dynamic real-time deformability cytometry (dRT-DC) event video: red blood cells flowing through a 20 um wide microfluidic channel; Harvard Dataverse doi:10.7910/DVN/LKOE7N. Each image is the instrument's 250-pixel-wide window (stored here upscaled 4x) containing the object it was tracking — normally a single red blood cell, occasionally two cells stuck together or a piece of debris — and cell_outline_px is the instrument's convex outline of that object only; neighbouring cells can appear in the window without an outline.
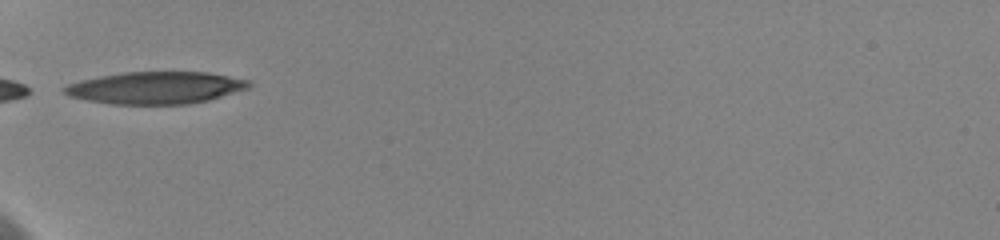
{"species": "human", "species_latin": "Homo sapiens", "temperature_condition": "cold", "stored_images_in_passage": 4, "camera_frame_rate_fps": 3000, "um_per_image_px": 0.085, "donor": {"sex": "female"}, "frame": {"image": 1, "passage_image": 1, "time_ms": 0.0, "image_size_px": [1000, 240], "cell_outline_px": [[252, 84], [248, 88], [208, 100], [188, 104], [112, 104], [88, 100], [72, 96], [64, 92], [60, 88], [68, 84], [80, 80], [100, 76], [124, 72], [208, 72], [252, 80]], "centroid_in_image_um": [13.26, 7.45], "position_along_channel_um": 71.7, "area_um2": 34.51}}